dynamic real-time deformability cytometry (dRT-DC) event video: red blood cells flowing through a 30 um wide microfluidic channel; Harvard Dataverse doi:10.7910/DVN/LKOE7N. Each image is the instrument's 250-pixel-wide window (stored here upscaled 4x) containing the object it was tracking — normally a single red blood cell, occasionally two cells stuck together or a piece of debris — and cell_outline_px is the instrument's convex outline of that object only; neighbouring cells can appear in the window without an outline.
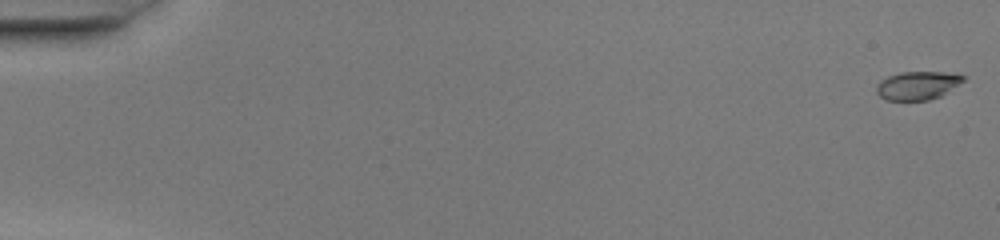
{"species": "common noctule bat (a hibernating species)", "species_latin": "Nyctalus noctula", "temperature_condition": "warm", "stored_images_in_passage": 51, "camera_frame_rate_fps": 3000, "um_per_image_px": 0.085, "animal": {"sex": "female", "body_mass_g": 20.0, "forearm_length_mm": 54.0}, "frame": {"image": 1, "passage_image": 1, "time_ms": 0.0, "image_size_px": [1000, 240], "cell_outline_px": [[964, 80], [940, 96], [928, 100], [884, 100], [876, 92], [876, 84], [880, 80], [888, 76], [900, 72], [944, 72], [964, 76]], "centroid_in_image_um": [77.92, 7.27], "position_along_channel_um": 7.1, "area_um2": 14.22}}
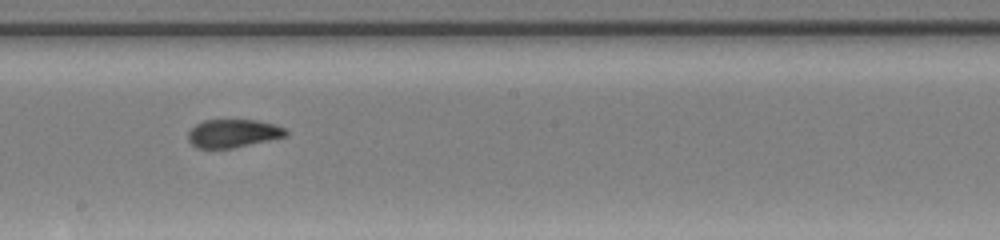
{"frame": {"image": 2, "passage_image": 30, "time_ms": 9.667, "image_size_px": [1000, 240], "cell_outline_px": [[288, 136], [232, 148], [196, 148], [188, 140], [188, 132], [196, 124], [204, 120], [256, 120], [276, 124], [284, 128], [288, 132]], "centroid_in_image_um": [19.82, 11.33], "position_along_channel_um": 228.4, "area_um2": 16.07}}
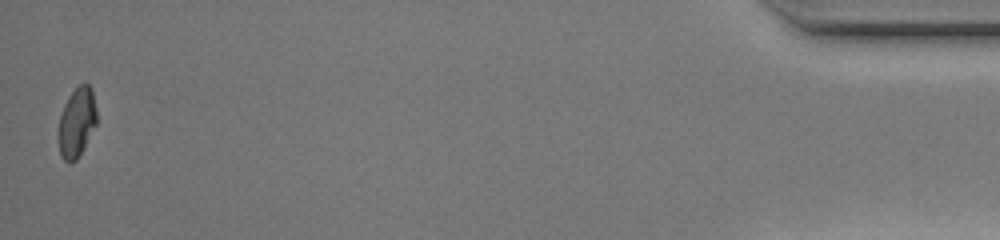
{"frame": {"image": 3, "passage_image": 51, "time_ms": 16.667, "image_size_px": [1000, 240], "cell_outline_px": [[96, 124], [76, 160], [68, 164], [60, 156], [56, 140], [56, 136], [60, 116], [64, 104], [68, 96], [84, 80], [92, 88], [96, 108]], "centroid_in_image_um": [6.48, 10.4], "position_along_channel_um": 428.7, "area_um2": 15.84}, "authors_computed_cell_mechanics": {"area_um2": 16.1262, "velocity_mm_per_s": 4.112, "shape_relaxation_time_tau1_ms": null, "shape_relaxation_time_tau2_ms": 1.0942, "deformation_change_tau1": null, "deformation_change_tau2": 0.0533}}